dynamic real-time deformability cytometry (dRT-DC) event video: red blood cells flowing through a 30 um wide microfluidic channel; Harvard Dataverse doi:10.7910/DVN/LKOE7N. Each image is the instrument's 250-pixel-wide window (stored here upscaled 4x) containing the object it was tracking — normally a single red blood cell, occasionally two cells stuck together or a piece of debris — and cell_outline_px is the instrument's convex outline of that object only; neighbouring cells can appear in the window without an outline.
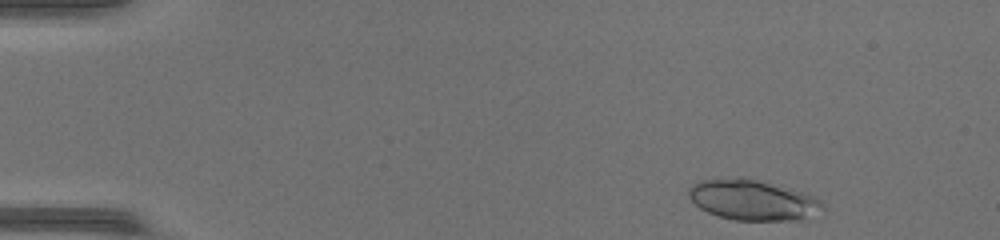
{"species": "common noctule bat (a hibernating species)", "species_latin": "Nyctalus noctula", "temperature_condition": "warm", "stored_images_in_passage": 43, "camera_frame_rate_fps": 3000, "um_per_image_px": 0.085, "animal": {"sex": "female", "body_mass_g": 17.0, "forearm_length_mm": 48.0}, "frame": {"image": 1, "passage_image": 2, "time_ms": 0.333, "image_size_px": [1000, 240], "cell_outline_px": [[824, 208], [800, 220], [736, 220], [720, 216], [708, 212], [700, 208], [688, 196], [688, 188], [692, 184], [700, 180], [740, 176], [748, 176], [768, 180], [812, 196], [820, 200], [824, 204]], "centroid_in_image_um": [63.95, 16.95], "position_along_channel_um": 21.0, "area_um2": 31.96}}
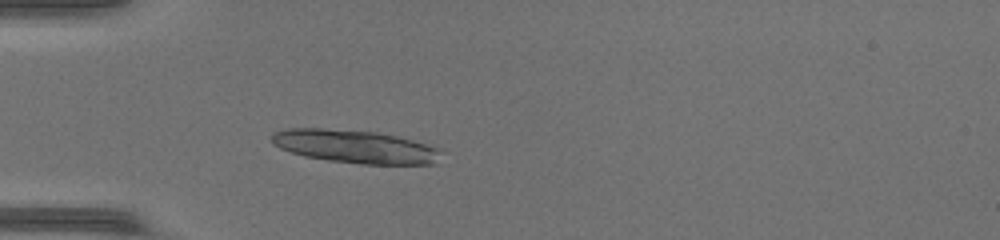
{"frame": {"image": 2, "passage_image": 11, "time_ms": 3.333, "image_size_px": [1000, 240], "cell_outline_px": [[444, 152], [436, 164], [360, 164], [328, 160], [304, 156], [280, 148], [272, 144], [272, 136], [276, 132], [288, 128], [320, 128], [376, 132], [396, 136], [428, 144], [440, 148]], "centroid_in_image_um": [30.24, 12.46], "position_along_channel_um": 54.8, "area_um2": 32.77}}